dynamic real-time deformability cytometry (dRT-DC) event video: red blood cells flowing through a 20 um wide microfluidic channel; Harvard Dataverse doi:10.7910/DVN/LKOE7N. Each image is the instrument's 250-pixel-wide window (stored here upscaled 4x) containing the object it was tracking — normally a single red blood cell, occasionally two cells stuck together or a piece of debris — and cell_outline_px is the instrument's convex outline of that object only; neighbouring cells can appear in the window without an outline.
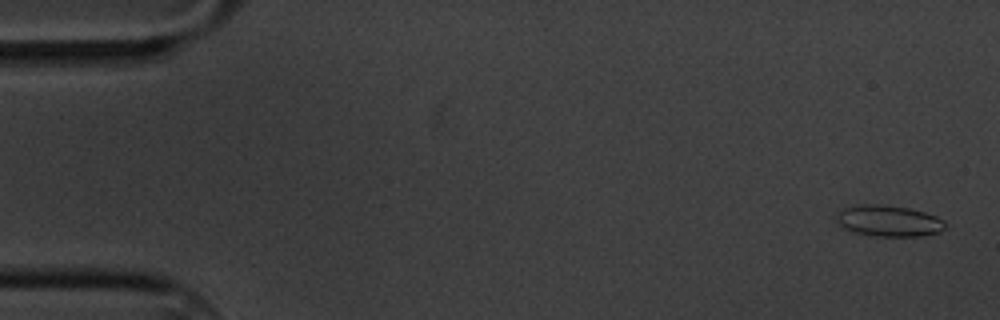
{"species": "common noctule bat (a hibernating species)", "species_latin": "Nyctalus noctula", "temperature_condition": "cold", "stored_images_in_passage": 60, "camera_frame_rate_fps": 3000, "um_per_image_px": 0.085, "animal": {"sex": "male", "body_mass_g": 20.1, "forearm_length_mm": 53.5}, "frame": {"image": 1, "passage_image": 2, "time_ms": 0.333, "image_size_px": [1000, 320], "cell_outline_px": [[944, 228], [940, 232], [924, 236], [872, 236], [852, 232], [844, 228], [836, 220], [836, 216], [840, 208], [864, 204], [880, 204], [908, 208], [924, 212], [936, 216], [944, 220]], "centroid_in_image_um": [75.51, 18.78], "position_along_channel_um": 9.5, "area_um2": 19.88}}
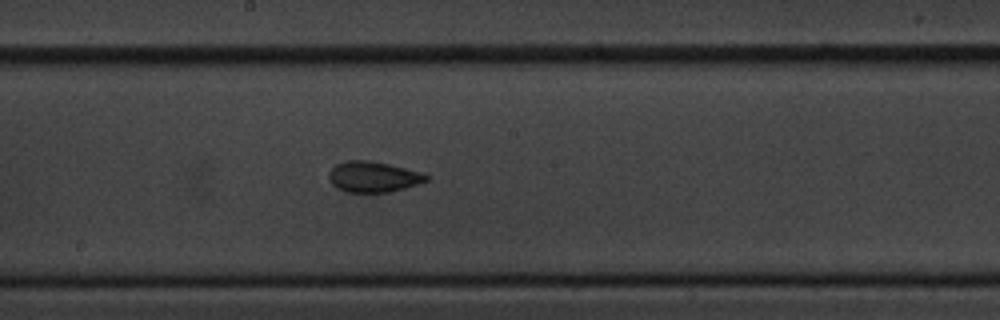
{"frame": {"image": 2, "passage_image": 32, "time_ms": 10.333, "image_size_px": [1000, 320], "cell_outline_px": [[428, 180], [404, 188], [388, 192], [348, 192], [336, 188], [332, 184], [328, 176], [328, 172], [336, 164], [348, 160], [368, 160], [388, 164], [420, 172], [428, 176]], "centroid_in_image_um": [31.67, 15.03], "position_along_channel_um": 216.5, "area_um2": 17.22}}
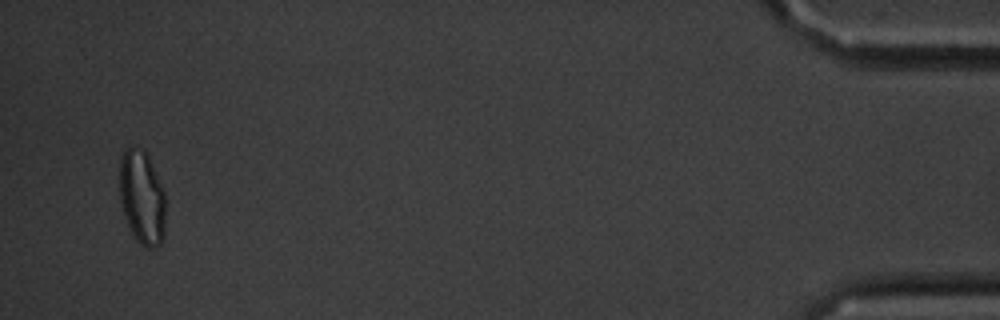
{"frame": {"image": 3, "passage_image": 58, "time_ms": 19.0, "image_size_px": [1000, 320], "cell_outline_px": [[164, 236], [160, 244], [156, 248], [144, 248], [136, 240], [124, 216], [120, 204], [120, 156], [124, 148], [144, 148], [148, 156], [164, 192]], "centroid_in_image_um": [12.05, 16.8], "position_along_channel_um": 423.1, "area_um2": 25.2}, "authors_computed_cell_mechanics": {"area_um2": 18.3804, "velocity_mm_per_s": 3.3307, "shape_relaxation_time_tau1_ms": 6.7281, "shape_relaxation_time_tau2_ms": 2.3532, "deformation_change_tau1": 0.1261, "deformation_change_tau2": 0.0703}}